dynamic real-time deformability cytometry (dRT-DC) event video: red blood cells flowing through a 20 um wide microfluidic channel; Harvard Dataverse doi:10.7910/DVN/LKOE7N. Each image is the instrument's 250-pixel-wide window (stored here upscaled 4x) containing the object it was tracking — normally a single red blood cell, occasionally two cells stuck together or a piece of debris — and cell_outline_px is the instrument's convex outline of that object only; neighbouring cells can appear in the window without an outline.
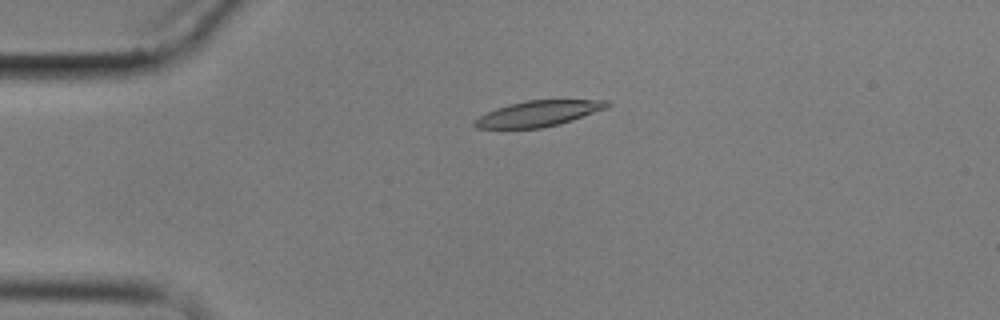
{"species": "common noctule bat (a hibernating species)", "species_latin": "Nyctalus noctula", "temperature_condition": "cold", "stored_images_in_passage": 5, "camera_frame_rate_fps": 3000, "um_per_image_px": 0.085, "animal": {"sex": "male", "body_mass_g": 17.9}, "frame": {"image": 1, "passage_image": 4, "time_ms": 3.667, "image_size_px": [1000, 320], "cell_outline_px": [[612, 104], [608, 108], [560, 124], [540, 128], [476, 128], [472, 124], [472, 120], [496, 108], [508, 104], [528, 100], [608, 100]], "centroid_in_image_um": [45.77, 9.65], "position_along_channel_um": 39.2, "area_um2": 19.88}}